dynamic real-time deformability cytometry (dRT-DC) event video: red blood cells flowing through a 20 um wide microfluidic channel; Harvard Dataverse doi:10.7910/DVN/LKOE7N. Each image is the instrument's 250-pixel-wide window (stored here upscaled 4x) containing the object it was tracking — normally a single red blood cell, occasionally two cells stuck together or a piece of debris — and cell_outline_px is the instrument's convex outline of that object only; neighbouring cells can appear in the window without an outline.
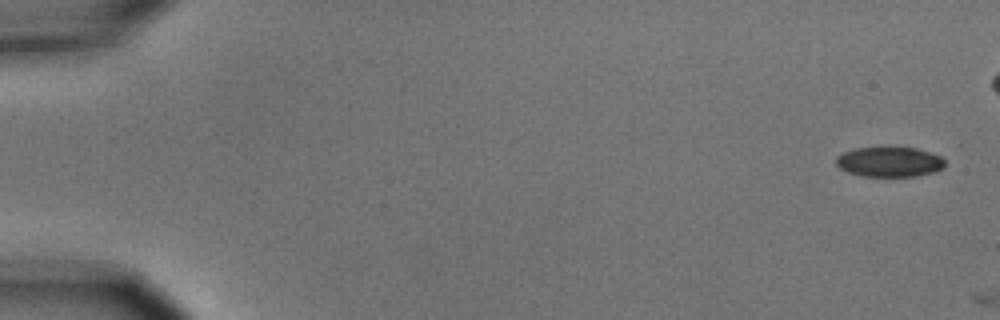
{"species": "common noctule bat (a hibernating species)", "species_latin": "Nyctalus noctula", "temperature_condition": "cold", "stored_images_in_passage": 2, "camera_frame_rate_fps": 3000, "um_per_image_px": 0.085, "animal": {"sex": "male", "body_mass_g": 15.6}, "frame": {"image": 1, "passage_image": 1, "time_ms": 0.0, "image_size_px": [1000, 320], "cell_outline_px": [[944, 168], [936, 172], [916, 176], [864, 176], [848, 172], [840, 168], [836, 164], [836, 156], [844, 152], [856, 148], [884, 144], [916, 148], [940, 156], [944, 160]], "centroid_in_image_um": [75.6, 13.71], "position_along_channel_um": 9.4, "area_um2": 19.71}}